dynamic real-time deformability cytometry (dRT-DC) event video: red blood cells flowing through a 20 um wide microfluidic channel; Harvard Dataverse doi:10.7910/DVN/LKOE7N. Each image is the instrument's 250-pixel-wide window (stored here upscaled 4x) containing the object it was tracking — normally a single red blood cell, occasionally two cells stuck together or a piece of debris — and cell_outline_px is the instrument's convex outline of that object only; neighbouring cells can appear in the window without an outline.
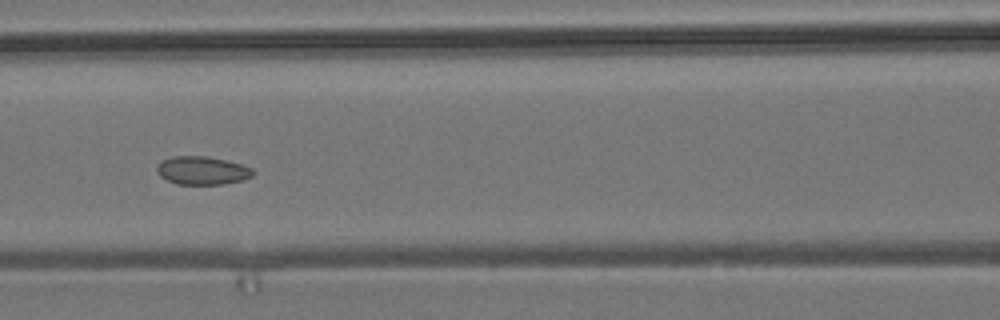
{"species": "common noctule bat (a hibernating species)", "species_latin": "Nyctalus noctula", "temperature_condition": "room temperature", "stored_images_in_passage": 9, "camera_frame_rate_fps": 3000, "um_per_image_px": 0.085, "animal": {"sex": "male", "body_mass_g": 19.2, "forearm_length_mm": 51.8}, "frame": {"image": 1, "passage_image": 7, "time_ms": 2.0, "image_size_px": [1000, 320], "cell_outline_px": [[256, 172], [252, 176], [244, 180], [224, 184], [176, 184], [160, 176], [156, 172], [156, 168], [160, 160], [172, 156], [208, 156], [240, 164], [252, 168]], "centroid_in_image_um": [17.18, 14.49], "position_along_channel_um": 149.4, "area_um2": 15.95}}
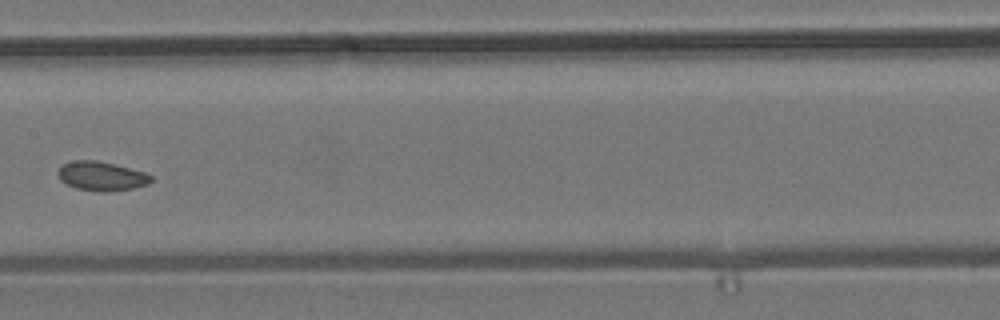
{"frame": {"image": 2, "passage_image": 8, "time_ms": 2.333, "image_size_px": [1000, 320], "cell_outline_px": [[152, 180], [148, 184], [132, 188], [112, 192], [96, 192], [76, 188], [60, 180], [56, 172], [64, 164], [72, 160], [96, 160], [144, 172], [152, 176]], "centroid_in_image_um": [8.6, 14.98], "position_along_channel_um": 198.8, "area_um2": 15.78}}
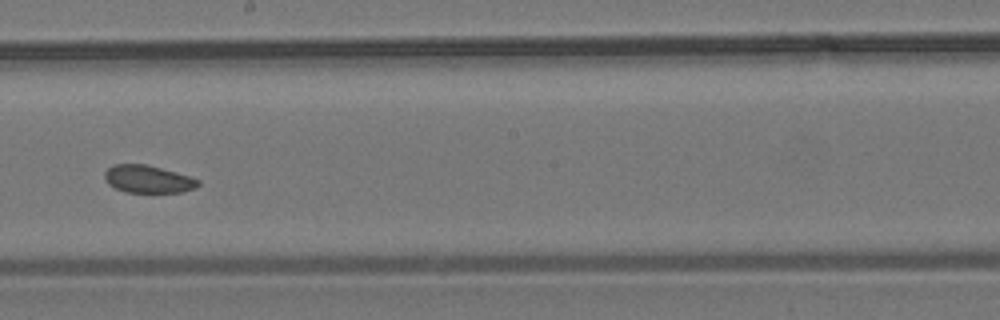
{"frame": {"image": 3, "passage_image": 9, "time_ms": 2.667, "image_size_px": [1000, 320], "cell_outline_px": [[200, 184], [196, 188], [184, 192], [124, 192], [108, 184], [104, 176], [104, 172], [112, 164], [144, 164], [176, 172], [200, 180]], "centroid_in_image_um": [12.58, 15.23], "position_along_channel_um": 235.6, "area_um2": 15.03}}